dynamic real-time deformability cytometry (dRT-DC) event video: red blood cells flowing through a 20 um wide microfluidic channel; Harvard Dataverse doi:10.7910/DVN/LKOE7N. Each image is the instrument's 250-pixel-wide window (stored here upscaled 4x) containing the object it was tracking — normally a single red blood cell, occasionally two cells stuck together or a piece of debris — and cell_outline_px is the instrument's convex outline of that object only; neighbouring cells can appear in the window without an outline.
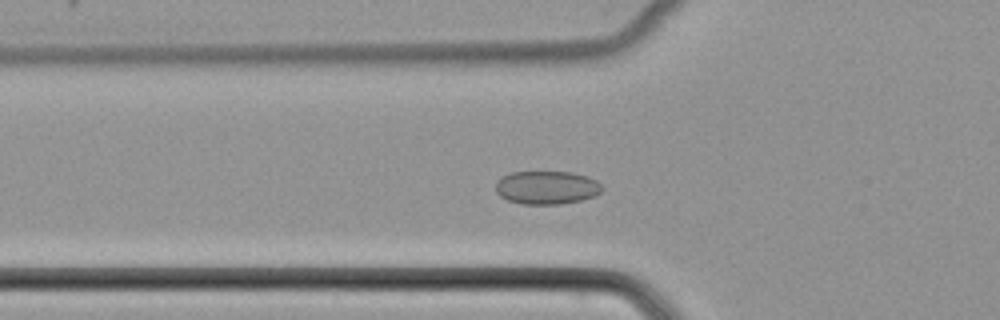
{"species": "common noctule bat (a hibernating species)", "species_latin": "Nyctalus noctula", "temperature_condition": "cold", "stored_images_in_passage": 35, "camera_frame_rate_fps": 3000, "um_per_image_px": 0.085, "animal": {"sex": "female", "body_mass_g": 22.7, "forearm_length_mm": 54.2}, "frame": {"image": 1, "passage_image": 9, "time_ms": 2.667, "image_size_px": [1000, 320], "cell_outline_px": [[604, 188], [600, 192], [592, 196], [580, 200], [560, 204], [524, 204], [508, 200], [500, 196], [496, 192], [496, 180], [512, 172], [572, 172], [588, 176], [596, 180]], "centroid_in_image_um": [46.47, 15.93], "position_along_channel_um": 79.3, "area_um2": 20.58}}
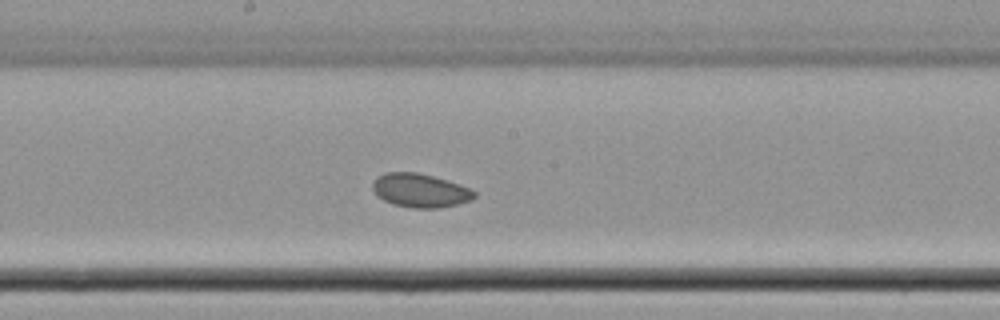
{"frame": {"image": 2, "passage_image": 19, "time_ms": 6.0, "image_size_px": [1000, 320], "cell_outline_px": [[476, 196], [472, 200], [440, 208], [412, 208], [392, 204], [384, 200], [372, 188], [372, 184], [376, 176], [384, 172], [416, 172], [432, 176], [460, 184], [472, 188], [476, 192]], "centroid_in_image_um": [35.73, 16.19], "position_along_channel_um": 212.5, "area_um2": 20.06}}
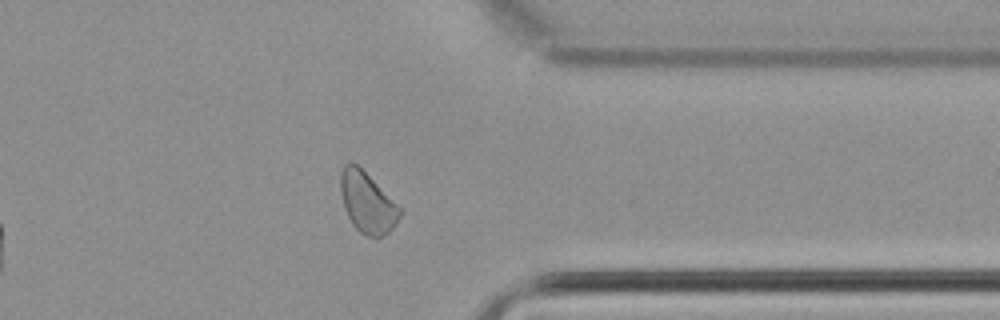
{"frame": {"image": 3, "passage_image": 32, "time_ms": 10.333, "image_size_px": [1000, 320], "cell_outline_px": [[400, 216], [396, 224], [388, 232], [380, 236], [368, 236], [360, 232], [352, 224], [344, 208], [340, 192], [340, 172], [344, 164], [356, 164], [400, 208]], "centroid_in_image_um": [31.17, 17.23], "position_along_channel_um": 380.2, "area_um2": 20.29}}